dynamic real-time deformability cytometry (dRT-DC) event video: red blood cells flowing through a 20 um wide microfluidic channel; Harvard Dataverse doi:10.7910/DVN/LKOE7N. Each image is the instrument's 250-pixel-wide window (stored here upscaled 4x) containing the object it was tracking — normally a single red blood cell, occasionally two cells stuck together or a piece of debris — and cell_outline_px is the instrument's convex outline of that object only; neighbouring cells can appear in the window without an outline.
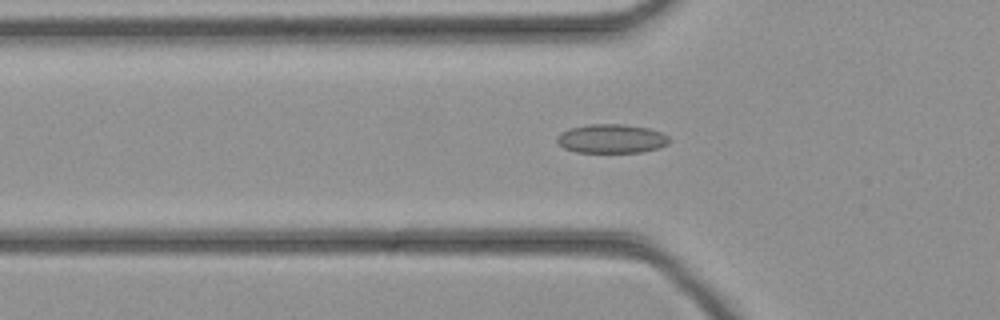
{"species": "common noctule bat (a hibernating species)", "species_latin": "Nyctalus noctula", "temperature_condition": "cold", "stored_images_in_passage": 34, "camera_frame_rate_fps": 3000, "um_per_image_px": 0.085, "animal": {"sex": "female", "body_mass_g": 21.9}, "frame": {"image": 1, "passage_image": 6, "time_ms": 1.667, "image_size_px": [1000, 320], "cell_outline_px": [[672, 140], [668, 144], [660, 148], [640, 152], [576, 152], [564, 148], [556, 140], [556, 136], [560, 132], [568, 128], [588, 124], [624, 124], [648, 128], [660, 132], [668, 136]], "centroid_in_image_um": [51.97, 11.78], "position_along_channel_um": 73.8, "area_um2": 19.13}}
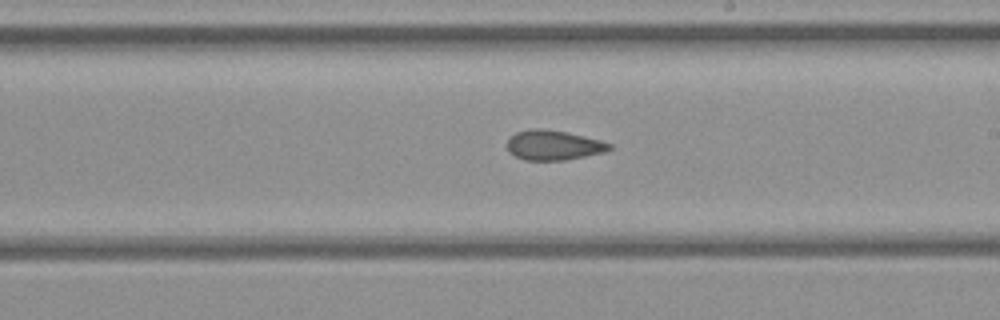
{"frame": {"image": 2, "passage_image": 17, "time_ms": 5.333, "image_size_px": [1000, 320], "cell_outline_px": [[612, 148], [604, 152], [564, 160], [524, 160], [508, 152], [508, 140], [516, 132], [532, 128], [540, 128], [568, 132], [600, 140], [612, 144]], "centroid_in_image_um": [47.05, 12.33], "position_along_channel_um": 242.0, "area_um2": 17.69}}
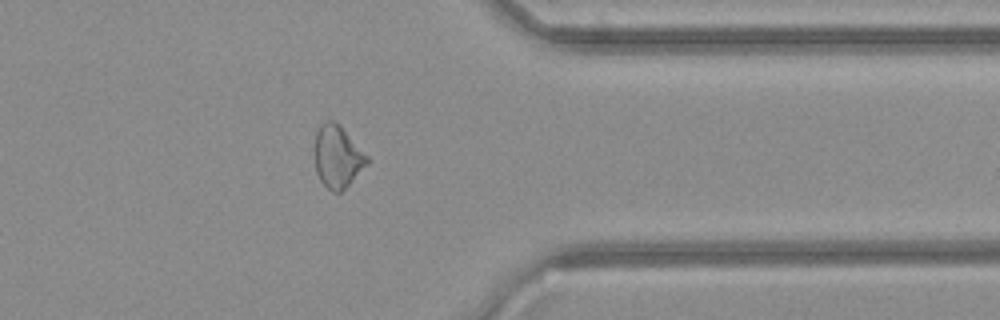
{"frame": {"image": 3, "passage_image": 27, "time_ms": 8.667, "image_size_px": [1000, 320], "cell_outline_px": [[368, 164], [340, 192], [332, 192], [320, 180], [316, 172], [316, 132], [320, 124], [324, 120], [332, 120], [368, 156]], "centroid_in_image_um": [28.67, 13.34], "position_along_channel_um": 382.7, "area_um2": 18.26}}